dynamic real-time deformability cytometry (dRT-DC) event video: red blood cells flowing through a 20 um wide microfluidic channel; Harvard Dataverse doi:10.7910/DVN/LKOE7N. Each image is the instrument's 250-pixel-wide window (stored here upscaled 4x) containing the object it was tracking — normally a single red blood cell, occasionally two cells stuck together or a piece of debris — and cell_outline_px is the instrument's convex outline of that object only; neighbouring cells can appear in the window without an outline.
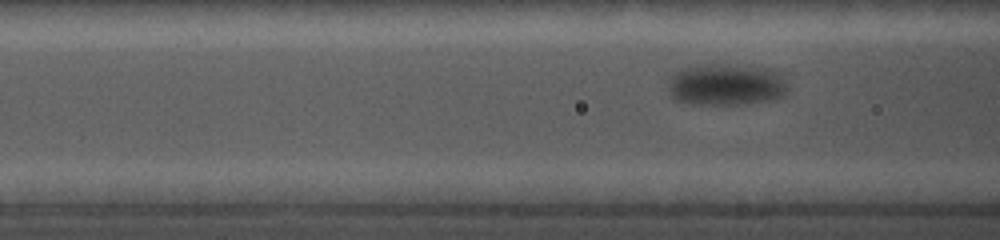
{"species": "common noctule bat (a hibernating species)", "species_latin": "Nyctalus noctula", "temperature_condition": "cold", "stored_images_in_passage": 93, "camera_frame_rate_fps": 5000, "um_per_image_px": 0.085, "animal": {"sex": "female", "body_mass_g": 19.0, "forearm_length_mm": 56.7}, "frame": {"image": 1, "passage_image": 24, "time_ms": 3.4, "image_size_px": [1000, 240], "cell_outline_px": [[788, 92], [784, 96], [744, 104], [708, 104], [676, 100], [672, 96], [668, 88], [672, 76], [676, 72], [684, 68], [708, 64], [728, 64], [772, 68], [784, 84]], "centroid_in_image_um": [61.72, 7.18], "position_along_channel_um": 104.9, "area_um2": 28.38}}
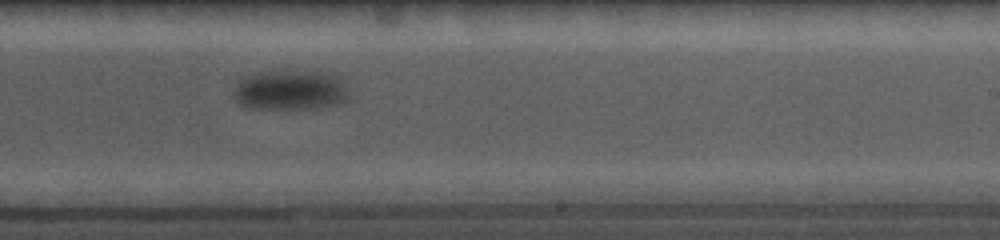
{"frame": {"image": 2, "passage_image": 58, "time_ms": 8.4, "image_size_px": [1000, 240], "cell_outline_px": [[344, 100], [336, 104], [312, 108], [248, 108], [240, 104], [236, 100], [236, 88], [240, 80], [248, 76], [272, 72], [312, 72], [340, 76], [344, 96]], "centroid_in_image_um": [24.62, 7.68], "position_along_channel_um": 264.4, "area_um2": 25.26}}
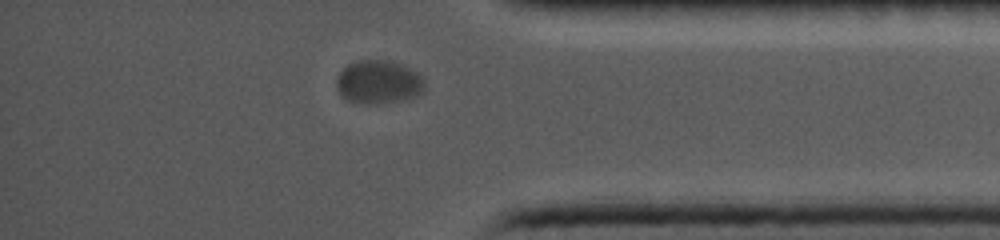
{"frame": {"image": 3, "passage_image": 85, "time_ms": 12.8, "image_size_px": [1000, 240], "cell_outline_px": [[424, 92], [400, 100], [372, 104], [364, 104], [348, 100], [336, 88], [336, 80], [340, 72], [348, 64], [356, 60], [384, 60], [400, 64], [416, 72], [424, 80]], "centroid_in_image_um": [32.15, 6.97], "position_along_channel_um": 403.1, "area_um2": 21.96}}